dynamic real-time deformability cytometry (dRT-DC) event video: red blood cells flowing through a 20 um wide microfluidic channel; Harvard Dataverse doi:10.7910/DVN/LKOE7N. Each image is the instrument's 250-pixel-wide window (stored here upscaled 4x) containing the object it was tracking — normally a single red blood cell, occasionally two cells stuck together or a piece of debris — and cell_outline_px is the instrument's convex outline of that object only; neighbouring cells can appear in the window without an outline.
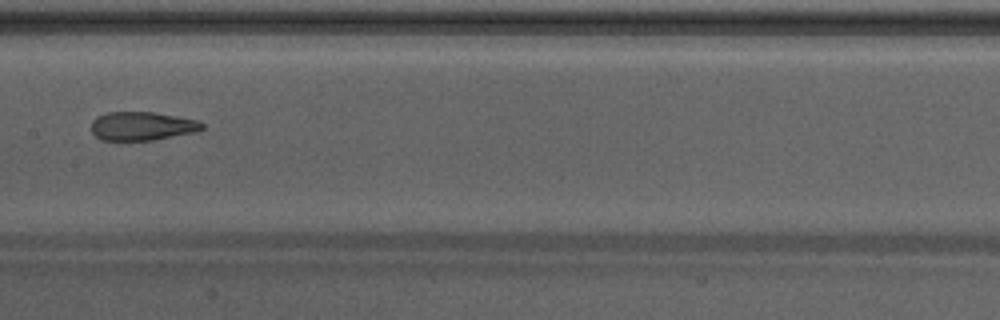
{"species": "Egyptian fruit bat (a non-hibernating species)", "species_latin": "Rousettus aegyptiacus", "temperature_condition": "warm", "stored_images_in_passage": 33, "camera_frame_rate_fps": 3000, "um_per_image_px": 0.085, "animal": {"sex": "male"}, "frame": {"image": 1, "passage_image": 10, "time_ms": 3.0, "image_size_px": [1000, 320], "cell_outline_px": [[204, 128], [196, 132], [152, 140], [100, 140], [92, 132], [92, 120], [96, 116], [108, 112], [152, 112], [200, 120], [204, 124]], "centroid_in_image_um": [12.08, 10.71], "position_along_channel_um": 195.3, "area_um2": 18.55}, "authors_computed_cell_mechanics": {"area_um2": 19.363, "velocity_mm_per_s": 4.2915, "shape_relaxation_time_tau1_ms": null, "shape_relaxation_time_tau2_ms": 1.0833, "deformation_change_tau1": null, "deformation_change_tau2": 0.0918}}